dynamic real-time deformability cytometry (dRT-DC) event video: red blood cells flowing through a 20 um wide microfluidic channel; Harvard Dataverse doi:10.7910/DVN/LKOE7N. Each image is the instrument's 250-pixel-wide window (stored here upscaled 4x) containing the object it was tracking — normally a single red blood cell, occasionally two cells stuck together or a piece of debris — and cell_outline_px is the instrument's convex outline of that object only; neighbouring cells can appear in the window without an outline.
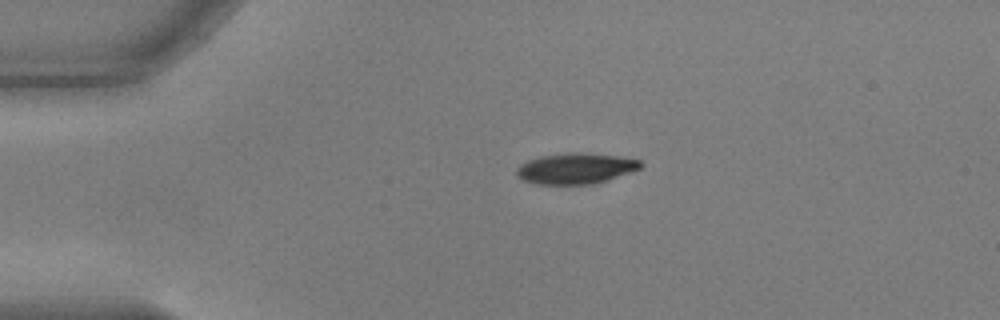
{"species": "common noctule bat (a hibernating species)", "species_latin": "Nyctalus noctula", "temperature_condition": "warm", "stored_images_in_passage": 44, "camera_frame_rate_fps": 3000, "um_per_image_px": 0.085, "animal": {"sex": "male", "body_mass_g": 17.9, "forearm_length_mm": 54.2}, "frame": {"image": 1, "passage_image": 1, "time_ms": 0.0, "image_size_px": [1000, 320], "cell_outline_px": [[644, 164], [640, 168], [608, 180], [592, 184], [536, 184], [524, 180], [516, 176], [516, 168], [520, 164], [528, 160], [540, 156], [568, 152], [576, 152], [616, 156], [640, 160]], "centroid_in_image_um": [48.9, 14.32], "position_along_channel_um": 36.1, "area_um2": 22.2}}
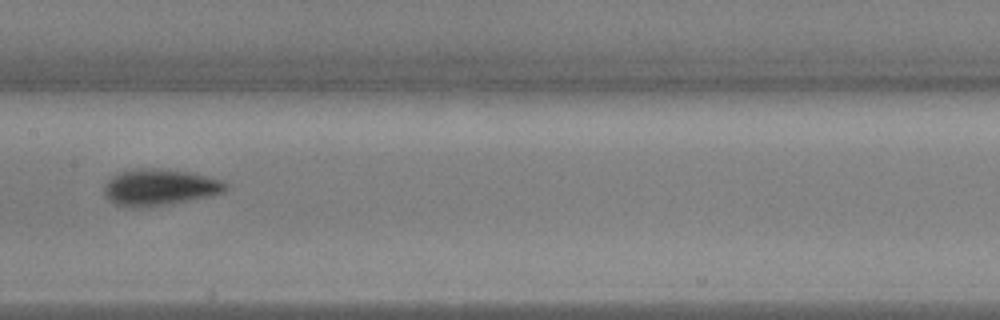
{"frame": {"image": 2, "passage_image": 17, "time_ms": 5.333, "image_size_px": [1000, 320], "cell_outline_px": [[228, 188], [224, 192], [212, 196], [168, 204], [140, 208], [128, 208], [116, 204], [104, 196], [104, 188], [108, 180], [112, 176], [120, 172], [132, 168], [160, 168], [192, 172], [220, 180], [228, 184]], "centroid_in_image_um": [13.56, 15.92], "position_along_channel_um": 193.8, "area_um2": 26.13}}
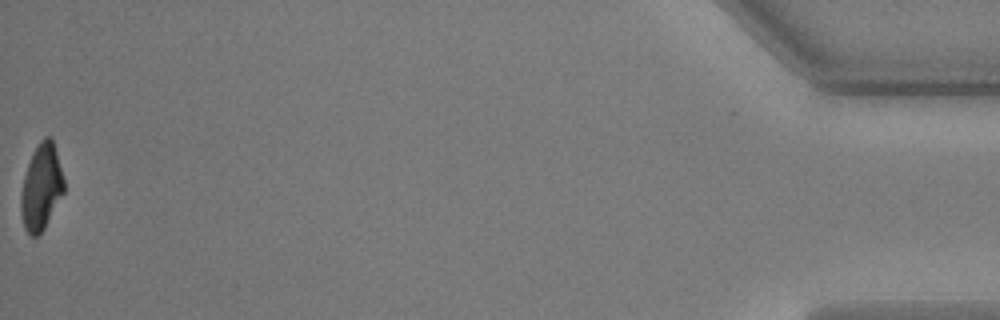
{"frame": {"image": 3, "passage_image": 44, "time_ms": 14.333, "image_size_px": [1000, 320], "cell_outline_px": [[64, 192], [44, 228], [36, 236], [32, 236], [24, 228], [20, 212], [20, 192], [24, 176], [28, 164], [40, 140], [44, 136], [52, 136], [64, 180]], "centroid_in_image_um": [3.5, 15.9], "position_along_channel_um": 431.7, "area_um2": 21.39}, "authors_computed_cell_mechanics": {"area_um2": 23.6402, "velocity_mm_per_s": 3.6945, "shape_relaxation_time_tau1_ms": 3.0989, "shape_relaxation_time_tau2_ms": 2.0555, "deformation_change_tau1": 0.1582, "deformation_change_tau2": 0.0638}}